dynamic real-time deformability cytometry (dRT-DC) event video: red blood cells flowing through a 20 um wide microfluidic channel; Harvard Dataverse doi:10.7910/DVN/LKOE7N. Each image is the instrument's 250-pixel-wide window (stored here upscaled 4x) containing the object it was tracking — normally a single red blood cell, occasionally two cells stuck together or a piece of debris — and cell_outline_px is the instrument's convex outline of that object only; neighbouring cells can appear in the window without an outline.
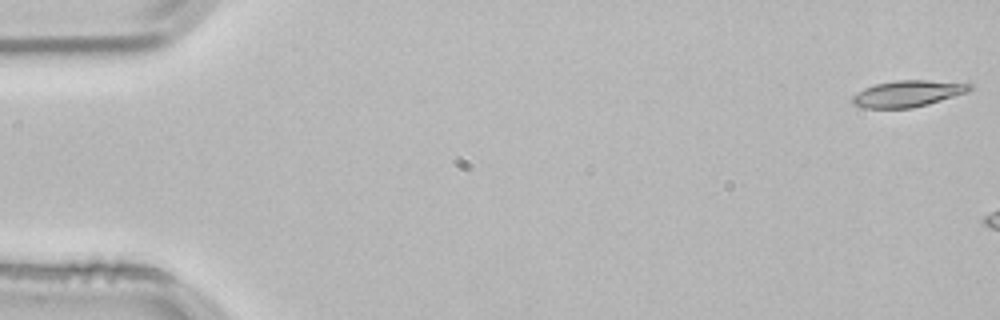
{"species": "common noctule bat (a hibernating species)", "species_latin": "Nyctalus noctula", "temperature_condition": "room temperature", "stored_images_in_passage": 7, "camera_frame_rate_fps": 3000, "um_per_image_px": 0.085, "animal": {"sex": "male", "body_mass_g": 21.5, "forearm_length_mm": 52.0}, "frame": {"image": 1, "passage_image": 1, "time_ms": 0.0, "image_size_px": [1000, 320], "cell_outline_px": [[972, 88], [968, 92], [928, 104], [912, 108], [864, 108], [856, 104], [852, 100], [852, 96], [864, 88], [876, 84], [900, 80], [924, 80], [972, 84]], "centroid_in_image_um": [77.17, 7.96], "position_along_channel_um": 7.8, "area_um2": 17.74}}